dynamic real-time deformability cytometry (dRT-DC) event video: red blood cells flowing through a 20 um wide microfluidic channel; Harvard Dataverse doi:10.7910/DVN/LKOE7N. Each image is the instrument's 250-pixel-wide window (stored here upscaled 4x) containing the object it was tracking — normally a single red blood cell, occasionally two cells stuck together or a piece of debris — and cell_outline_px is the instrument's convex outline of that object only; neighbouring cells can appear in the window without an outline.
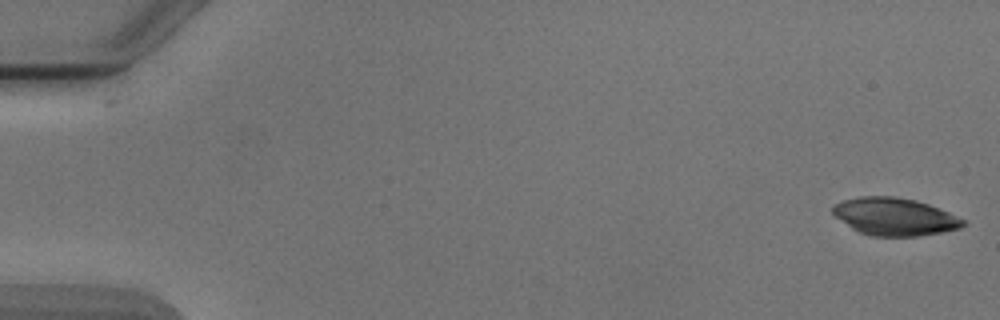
{"species": "Egyptian fruit bat (a non-hibernating species)", "species_latin": "Rousettus aegyptiacus", "temperature_condition": "cold", "stored_images_in_passage": 2, "camera_frame_rate_fps": 3000, "um_per_image_px": 0.085, "animal": {"sex": "male"}, "frame": {"image": 1, "passage_image": 2, "time_ms": 1.0, "image_size_px": [1000, 320], "cell_outline_px": [[968, 224], [960, 228], [920, 236], [872, 236], [860, 232], [852, 228], [836, 216], [832, 212], [832, 208], [836, 204], [844, 200], [860, 196], [892, 196], [916, 200], [928, 204], [948, 212], [964, 220]], "centroid_in_image_um": [76.06, 18.41], "position_along_channel_um": 8.9, "area_um2": 28.26}}